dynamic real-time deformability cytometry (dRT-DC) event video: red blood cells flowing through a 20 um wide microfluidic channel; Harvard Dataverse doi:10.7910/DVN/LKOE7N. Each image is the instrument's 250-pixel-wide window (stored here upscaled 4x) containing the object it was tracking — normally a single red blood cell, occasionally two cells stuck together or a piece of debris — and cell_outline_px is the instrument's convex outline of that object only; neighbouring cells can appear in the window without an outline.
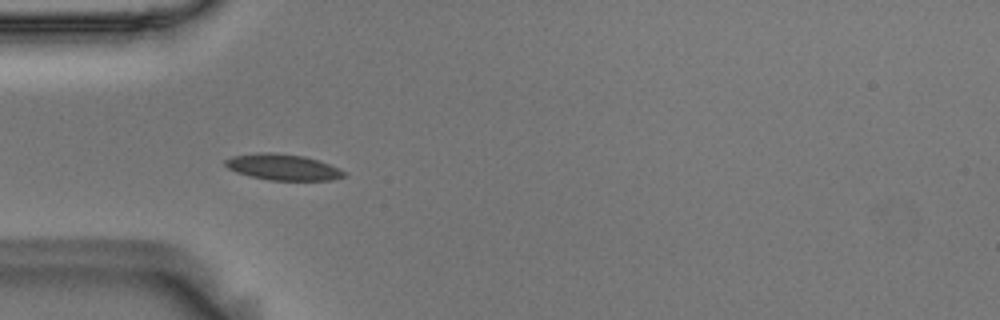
{"species": "Egyptian fruit bat (a non-hibernating species)", "species_latin": "Rousettus aegyptiacus", "temperature_condition": "room temperature", "stored_images_in_passage": 40, "camera_frame_rate_fps": 3000, "um_per_image_px": 0.085, "animal": {"sex": "male"}, "frame": {"image": 1, "passage_image": 1, "time_ms": 0.0, "image_size_px": [1000, 320], "cell_outline_px": [[348, 176], [332, 180], [268, 180], [236, 172], [228, 168], [224, 164], [224, 160], [232, 156], [260, 152], [272, 152], [304, 156], [340, 168], [348, 172]], "centroid_in_image_um": [24.08, 14.21], "position_along_channel_um": 60.9, "area_um2": 18.09}}
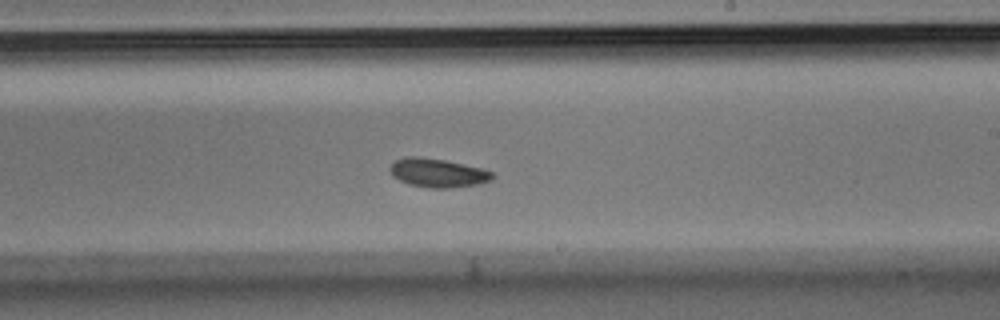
{"frame": {"image": 2, "passage_image": 17, "time_ms": 5.333, "image_size_px": [1000, 320], "cell_outline_px": [[496, 176], [492, 180], [480, 184], [452, 188], [428, 188], [408, 184], [392, 176], [388, 168], [396, 160], [408, 156], [420, 156], [444, 160], [480, 168], [492, 172]], "centroid_in_image_um": [37.21, 14.71], "position_along_channel_um": 251.8, "area_um2": 17.28}}
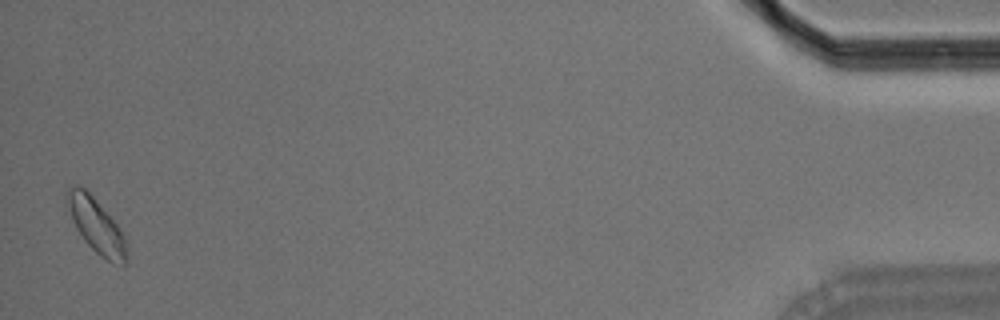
{"frame": {"image": 3, "passage_image": 39, "time_ms": 12.667, "image_size_px": [1000, 320], "cell_outline_px": [[128, 260], [124, 264], [112, 264], [100, 256], [84, 240], [76, 228], [72, 220], [68, 204], [68, 188], [76, 184], [84, 188], [92, 196], [120, 228], [124, 236]], "centroid_in_image_um": [8.22, 19.23], "position_along_channel_um": 427.0, "area_um2": 18.44}, "authors_computed_cell_mechanics": {"area_um2": 17.0799, "velocity_mm_per_s": 3.6075, "shape_relaxation_time_tau1_ms": 3.3382, "shape_relaxation_time_tau2_ms": 3.5617, "deformation_change_tau1": 0.0888, "deformation_change_tau2": 0.0621}}